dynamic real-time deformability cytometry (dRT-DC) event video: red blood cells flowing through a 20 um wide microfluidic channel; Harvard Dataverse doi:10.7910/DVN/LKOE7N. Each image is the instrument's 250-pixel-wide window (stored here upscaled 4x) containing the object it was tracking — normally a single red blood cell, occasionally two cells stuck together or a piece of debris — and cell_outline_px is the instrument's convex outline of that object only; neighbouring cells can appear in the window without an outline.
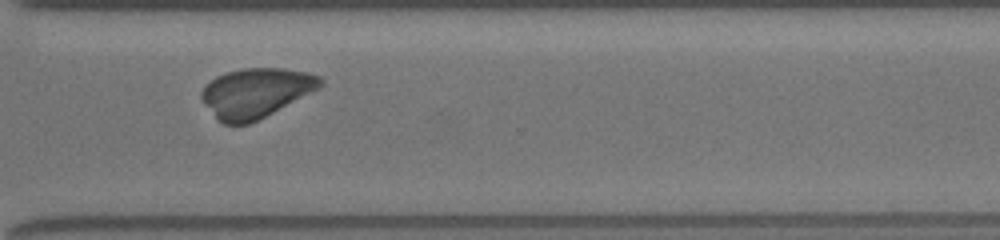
{"species": "common noctule bat (a hibernating species)", "species_latin": "Nyctalus noctula", "temperature_condition": "room temperature", "stored_images_in_passage": 29, "camera_frame_rate_fps": 3000, "um_per_image_px": 0.085, "animal": {"sex": "female", "body_mass_g": 19.5, "forearm_length_mm": 54.1}, "frame": {"image": 1, "passage_image": 25, "time_ms": 8.0, "image_size_px": [1000, 240], "cell_outline_px": [[324, 84], [320, 88], [248, 124], [224, 124], [216, 116], [200, 96], [200, 92], [216, 76], [228, 72], [244, 68], [284, 68], [308, 72], [320, 76], [324, 80]], "centroid_in_image_um": [21.8, 7.86], "position_along_channel_um": 348.8, "area_um2": 33.64}}